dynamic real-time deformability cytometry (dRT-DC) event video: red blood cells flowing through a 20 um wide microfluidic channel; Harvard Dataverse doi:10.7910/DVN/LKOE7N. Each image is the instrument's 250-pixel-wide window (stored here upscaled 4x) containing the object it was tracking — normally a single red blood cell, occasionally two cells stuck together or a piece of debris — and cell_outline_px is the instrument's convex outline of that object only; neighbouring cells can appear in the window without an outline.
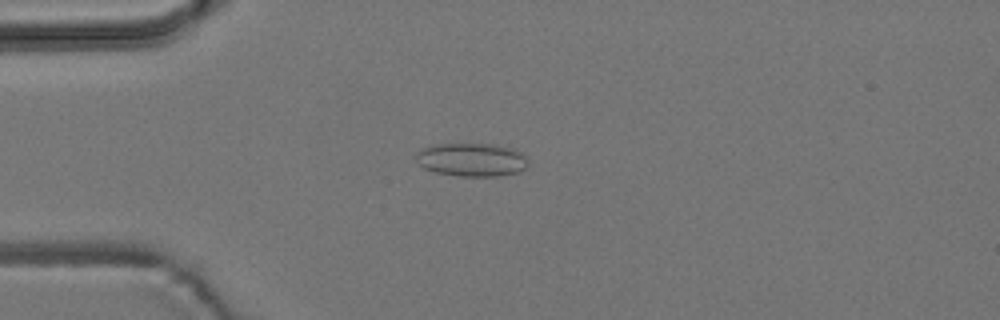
{"species": "common noctule bat (a hibernating species)", "species_latin": "Nyctalus noctula", "temperature_condition": "room temperature", "stored_images_in_passage": 54, "camera_frame_rate_fps": 3000, "um_per_image_px": 0.085, "animal": {"sex": "male", "body_mass_g": 19.2, "forearm_length_mm": 51.8}, "frame": {"image": 1, "passage_image": 14, "time_ms": 4.333, "image_size_px": [1000, 320], "cell_outline_px": [[528, 164], [524, 168], [516, 172], [496, 176], [460, 176], [436, 172], [424, 168], [416, 160], [416, 152], [420, 148], [432, 144], [492, 144], [512, 148], [520, 152], [528, 160]], "centroid_in_image_um": [40.05, 13.56], "position_along_channel_um": 45.0, "area_um2": 21.73}}
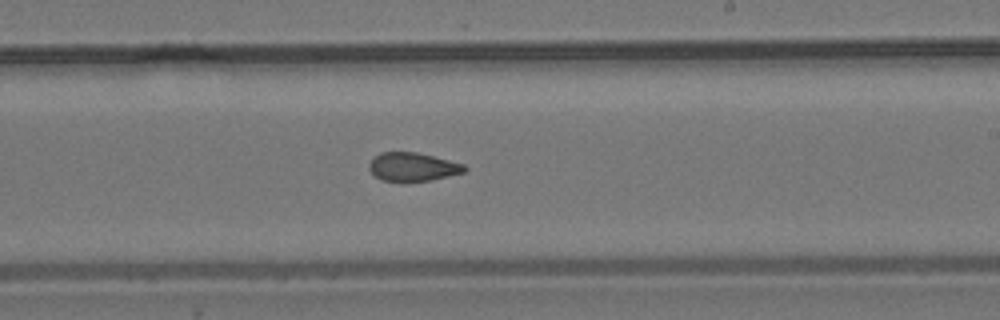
{"frame": {"image": 2, "passage_image": 32, "time_ms": 10.333, "image_size_px": [1000, 320], "cell_outline_px": [[468, 168], [464, 172], [432, 180], [384, 180], [376, 176], [368, 168], [368, 164], [372, 156], [380, 152], [416, 152], [464, 164]], "centroid_in_image_um": [35.06, 14.16], "position_along_channel_um": 253.9, "area_um2": 15.61}}
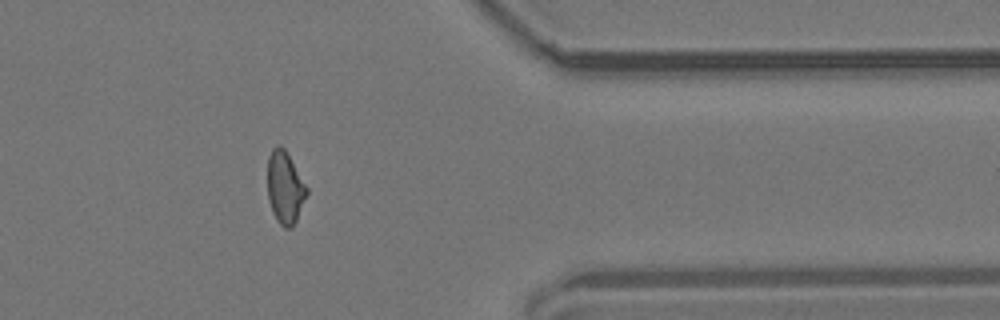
{"frame": {"image": 3, "passage_image": 44, "time_ms": 14.333, "image_size_px": [1000, 320], "cell_outline_px": [[308, 192], [296, 220], [292, 228], [284, 228], [276, 220], [272, 212], [268, 200], [268, 156], [272, 148], [276, 144], [280, 144], [284, 148], [308, 188]], "centroid_in_image_um": [24.21, 15.94], "position_along_channel_um": 387.2, "area_um2": 16.53}, "authors_computed_cell_mechanics": {"area_um2": 16.8776, "velocity_mm_per_s": 3.79, "shape_relaxation_time_tau1_ms": null, "shape_relaxation_time_tau2_ms": 2.136, "deformation_change_tau1": null, "deformation_change_tau2": 0.0898}}